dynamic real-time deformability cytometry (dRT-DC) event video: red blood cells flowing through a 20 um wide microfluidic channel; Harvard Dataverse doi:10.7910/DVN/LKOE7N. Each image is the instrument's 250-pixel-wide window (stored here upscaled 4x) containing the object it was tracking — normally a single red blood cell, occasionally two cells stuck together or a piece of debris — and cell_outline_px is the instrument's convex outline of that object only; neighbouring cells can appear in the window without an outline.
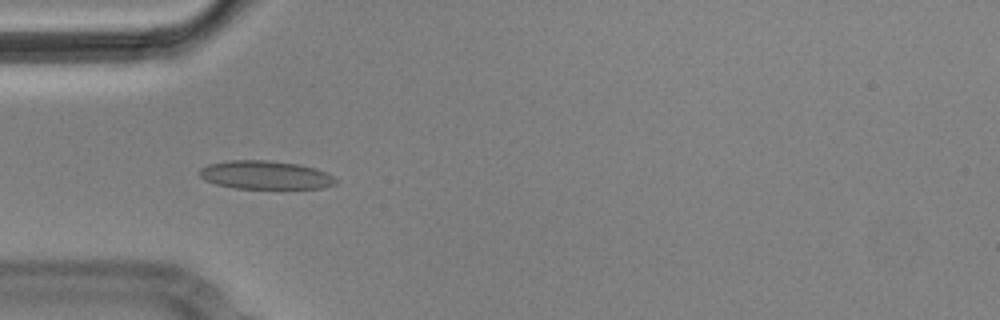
{"species": "Egyptian fruit bat (a non-hibernating species)", "species_latin": "Rousettus aegyptiacus", "temperature_condition": "cold", "stored_images_in_passage": 12, "camera_frame_rate_fps": 3000, "um_per_image_px": 0.085, "animal": {"sex": "male"}, "frame": {"image": 1, "passage_image": 3, "time_ms": 0.667, "image_size_px": [1000, 320], "cell_outline_px": [[336, 184], [324, 188], [236, 188], [216, 184], [204, 180], [196, 172], [200, 168], [208, 164], [228, 160], [268, 160], [300, 164], [316, 168], [332, 176], [336, 180]], "centroid_in_image_um": [22.52, 14.86], "position_along_channel_um": 62.5, "area_um2": 22.66}}
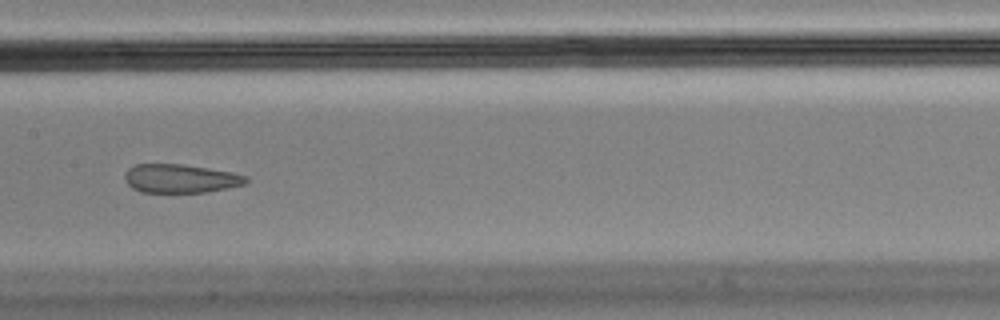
{"frame": {"image": 2, "passage_image": 6, "time_ms": 1.667, "image_size_px": [1000, 320], "cell_outline_px": [[248, 184], [208, 192], [140, 192], [132, 188], [124, 180], [124, 172], [128, 168], [136, 164], [180, 164], [232, 172], [248, 176]], "centroid_in_image_um": [15.34, 15.18], "position_along_channel_um": 192.1, "area_um2": 20.4}}
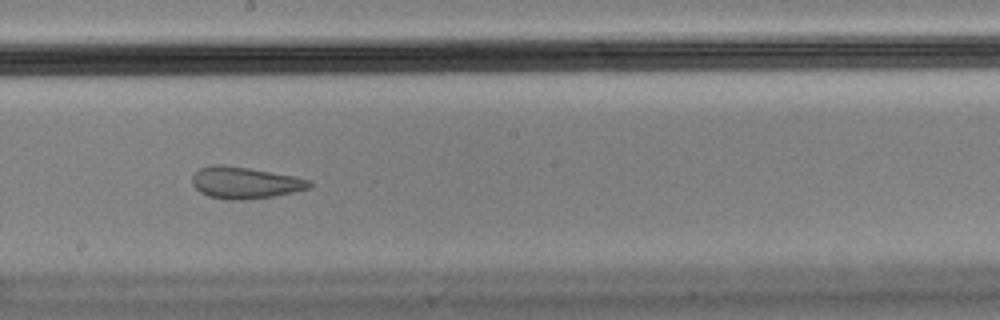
{"frame": {"image": 3, "passage_image": 7, "time_ms": 2.0, "image_size_px": [1000, 320], "cell_outline_px": [[312, 188], [272, 196], [248, 200], [228, 200], [208, 196], [200, 192], [192, 184], [192, 176], [200, 168], [212, 164], [220, 164], [248, 168], [292, 176], [308, 180], [312, 184]], "centroid_in_image_um": [20.78, 15.54], "position_along_channel_um": 227.4, "area_um2": 21.5}}